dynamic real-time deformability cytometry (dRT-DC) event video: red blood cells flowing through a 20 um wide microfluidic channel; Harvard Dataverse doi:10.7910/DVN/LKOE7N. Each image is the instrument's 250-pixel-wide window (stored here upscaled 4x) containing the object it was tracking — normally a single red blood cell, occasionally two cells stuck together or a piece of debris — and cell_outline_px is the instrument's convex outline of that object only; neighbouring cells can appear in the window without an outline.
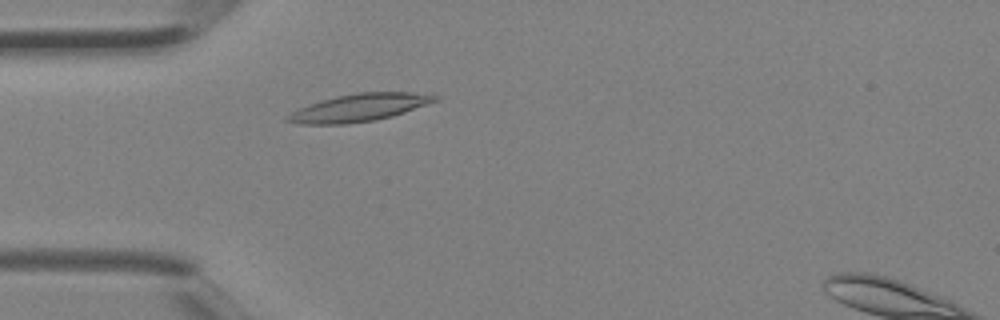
{"species": "Egyptian fruit bat (a non-hibernating species)", "species_latin": "Rousettus aegyptiacus", "temperature_condition": "room temperature", "stored_images_in_passage": 3, "camera_frame_rate_fps": 3000, "um_per_image_px": 0.085, "animal": {"sex": "female"}, "frame": {"image": 1, "passage_image": 3, "time_ms": 0.667, "image_size_px": [1000, 320], "cell_outline_px": [[440, 100], [392, 116], [376, 120], [344, 124], [300, 124], [284, 120], [284, 116], [308, 104], [336, 96], [356, 92], [412, 92], [440, 96]], "centroid_in_image_um": [30.53, 9.14], "position_along_channel_um": 54.5, "area_um2": 23.7}}